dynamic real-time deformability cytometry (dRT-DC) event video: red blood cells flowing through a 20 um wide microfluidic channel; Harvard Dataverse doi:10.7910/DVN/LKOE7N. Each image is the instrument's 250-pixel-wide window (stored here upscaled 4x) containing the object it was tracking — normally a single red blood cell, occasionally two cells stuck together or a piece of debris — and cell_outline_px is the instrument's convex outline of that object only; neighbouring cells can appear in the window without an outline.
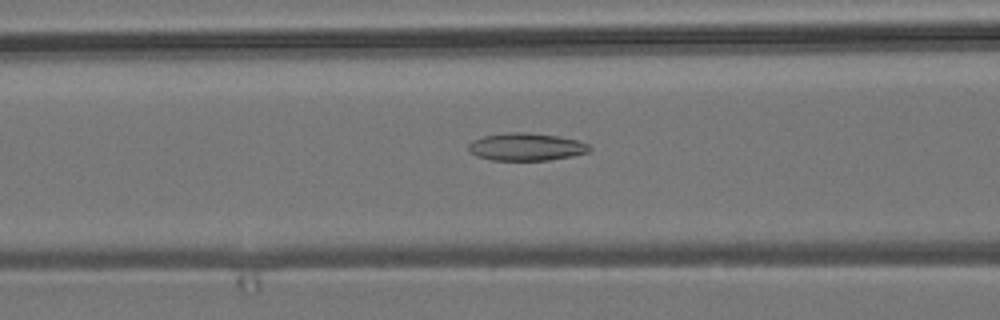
{"species": "common noctule bat (a hibernating species)", "species_latin": "Nyctalus noctula", "temperature_condition": "room temperature", "stored_images_in_passage": 55, "camera_frame_rate_fps": 3000, "um_per_image_px": 0.085, "animal": {"sex": "male", "body_mass_g": 19.2, "forearm_length_mm": 51.8}, "frame": {"image": 1, "passage_image": 22, "time_ms": 7.0, "image_size_px": [1000, 320], "cell_outline_px": [[592, 148], [588, 152], [572, 156], [548, 160], [492, 160], [476, 156], [468, 152], [468, 144], [472, 140], [484, 136], [508, 132], [528, 132], [560, 136], [576, 140], [588, 144]], "centroid_in_image_um": [44.7, 12.48], "position_along_channel_um": 121.9, "area_um2": 19.59}}
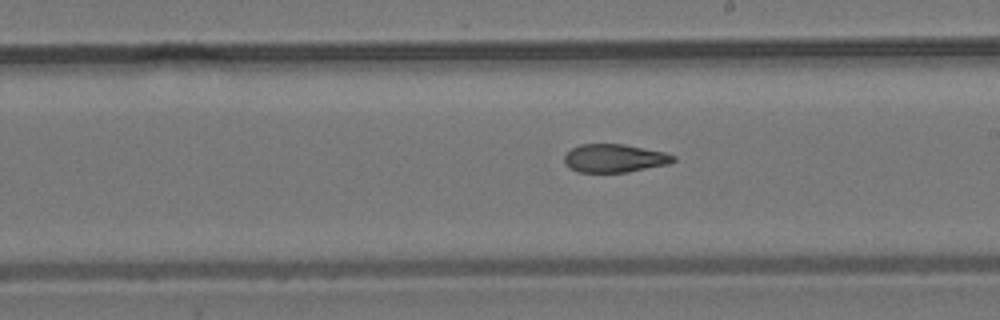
{"frame": {"image": 2, "passage_image": 31, "time_ms": 10.0, "image_size_px": [1000, 320], "cell_outline_px": [[676, 160], [668, 164], [628, 172], [576, 172], [568, 168], [564, 164], [564, 156], [572, 148], [580, 144], [624, 144], [664, 152], [676, 156]], "centroid_in_image_um": [52.21, 13.45], "position_along_channel_um": 236.8, "area_um2": 18.03}}
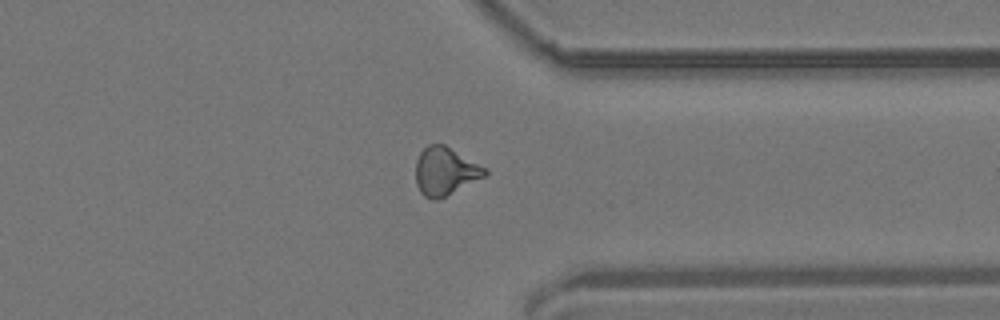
{"frame": {"image": 3, "passage_image": 42, "time_ms": 13.667, "image_size_px": [1000, 320], "cell_outline_px": [[488, 172], [484, 176], [436, 200], [432, 200], [424, 196], [420, 192], [416, 184], [416, 160], [420, 152], [428, 144], [444, 144], [488, 168]], "centroid_in_image_um": [37.82, 14.53], "position_along_channel_um": 373.6, "area_um2": 19.19}, "authors_computed_cell_mechanics": {"area_um2": 19.1318, "velocity_mm_per_s": 3.824, "shape_relaxation_time_tau1_ms": null, "shape_relaxation_time_tau2_ms": 4.322, "deformation_change_tau1": null, "deformation_change_tau2": 0.1209}}